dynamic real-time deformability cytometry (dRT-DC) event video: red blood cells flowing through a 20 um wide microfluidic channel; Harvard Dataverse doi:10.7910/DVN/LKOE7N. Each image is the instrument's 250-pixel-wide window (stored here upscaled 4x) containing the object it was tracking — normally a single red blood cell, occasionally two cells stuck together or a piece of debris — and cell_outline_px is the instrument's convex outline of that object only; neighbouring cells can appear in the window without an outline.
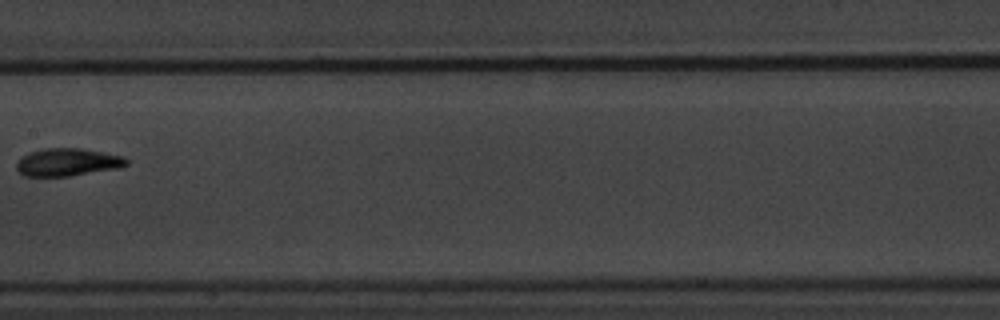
{"species": "common noctule bat (a hibernating species)", "species_latin": "Nyctalus noctula", "temperature_condition": "warm", "stored_images_in_passage": 12, "camera_frame_rate_fps": 3000, "um_per_image_px": 0.085, "animal": {"sex": "male", "body_mass_g": 20.1, "forearm_length_mm": 53.5}, "frame": {"image": 1, "passage_image": 6, "time_ms": 7.0, "image_size_px": [1000, 320], "cell_outline_px": [[128, 164], [120, 168], [68, 176], [20, 176], [16, 172], [16, 160], [20, 156], [28, 152], [44, 148], [80, 148], [104, 152], [124, 156], [128, 160]], "centroid_in_image_um": [5.68, 13.78], "position_along_channel_um": 201.7, "area_um2": 18.15}, "authors_computed_cell_mechanics": {"area_um2": 17.2244, "velocity_mm_per_s": 3.5948, "shape_relaxation_time_tau1_ms": null, "shape_relaxation_time_tau2_ms": 2.8818, "deformation_change_tau1": null, "deformation_change_tau2": 0.0697}}